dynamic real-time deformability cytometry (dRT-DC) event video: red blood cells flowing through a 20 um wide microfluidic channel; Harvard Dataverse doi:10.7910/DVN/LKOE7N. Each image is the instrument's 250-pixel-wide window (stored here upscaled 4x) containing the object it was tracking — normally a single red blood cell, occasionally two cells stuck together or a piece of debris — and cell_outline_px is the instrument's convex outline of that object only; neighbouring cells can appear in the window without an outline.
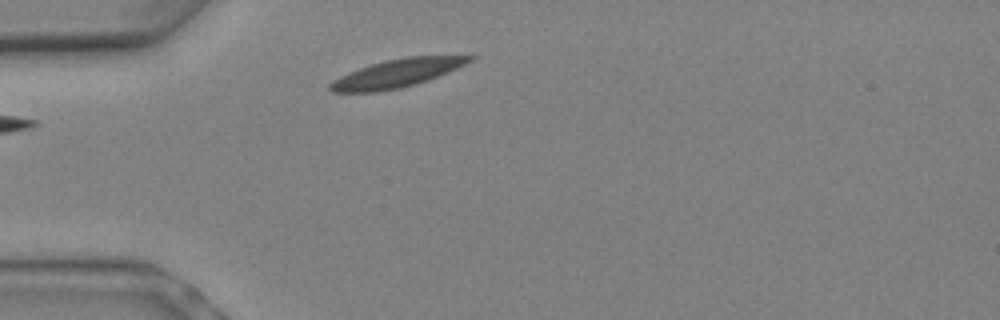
{"species": "Egyptian fruit bat (a non-hibernating species)", "species_latin": "Rousettus aegyptiacus", "temperature_condition": "warm", "stored_images_in_passage": 3, "camera_frame_rate_fps": 3000, "um_per_image_px": 0.085, "animal": {"sex": "female"}, "frame": {"image": 1, "passage_image": 1, "time_ms": 0.0, "image_size_px": [1000, 320], "cell_outline_px": [[476, 56], [472, 60], [448, 72], [428, 80], [400, 88], [376, 92], [332, 92], [328, 88], [328, 84], [332, 80], [348, 72], [384, 60], [408, 56]], "centroid_in_image_um": [33.68, 6.24], "position_along_channel_um": 51.3, "area_um2": 22.66}}
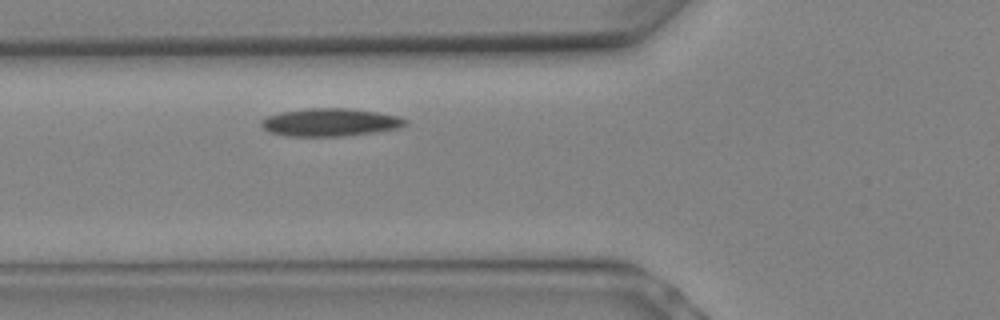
{"frame": {"image": 2, "passage_image": 3, "time_ms": 0.667, "image_size_px": [1000, 320], "cell_outline_px": [[408, 124], [400, 128], [376, 132], [344, 136], [288, 136], [268, 132], [260, 124], [260, 120], [268, 116], [280, 112], [308, 108], [348, 108], [376, 112], [396, 116], [408, 120]], "centroid_in_image_um": [28.06, 10.4], "position_along_channel_um": 97.7, "area_um2": 23.47}}